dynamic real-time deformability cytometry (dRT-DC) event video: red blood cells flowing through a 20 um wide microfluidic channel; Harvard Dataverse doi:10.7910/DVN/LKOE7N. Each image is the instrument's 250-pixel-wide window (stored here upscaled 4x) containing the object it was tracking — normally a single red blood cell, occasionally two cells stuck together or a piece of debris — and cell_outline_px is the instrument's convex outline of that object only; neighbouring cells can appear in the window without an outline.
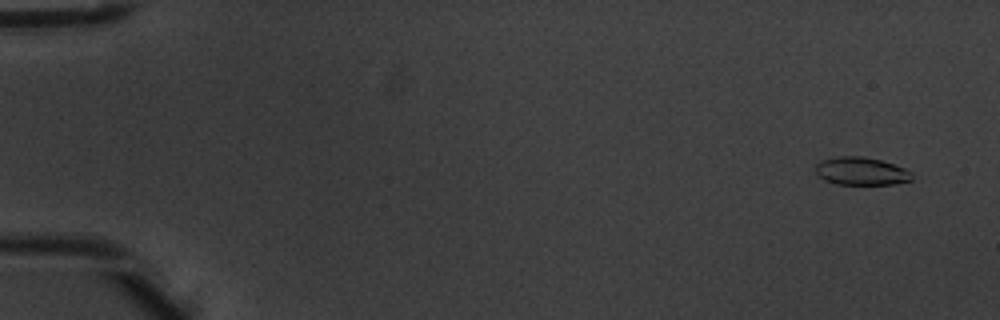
{"species": "common noctule bat (a hibernating species)", "species_latin": "Nyctalus noctula", "temperature_condition": "warm", "stored_images_in_passage": 5, "camera_frame_rate_fps": 3000, "um_per_image_px": 0.085, "animal": {"sex": "male", "body_mass_g": 20.1, "forearm_length_mm": 53.5}, "frame": {"image": 1, "passage_image": 1, "time_ms": 0.0, "image_size_px": [1000, 320], "cell_outline_px": [[912, 180], [892, 184], [836, 184], [824, 180], [816, 172], [816, 164], [820, 160], [840, 156], [864, 156], [880, 160], [904, 168], [912, 172]], "centroid_in_image_um": [73.19, 14.54], "position_along_channel_um": 11.8, "area_um2": 15.61}}